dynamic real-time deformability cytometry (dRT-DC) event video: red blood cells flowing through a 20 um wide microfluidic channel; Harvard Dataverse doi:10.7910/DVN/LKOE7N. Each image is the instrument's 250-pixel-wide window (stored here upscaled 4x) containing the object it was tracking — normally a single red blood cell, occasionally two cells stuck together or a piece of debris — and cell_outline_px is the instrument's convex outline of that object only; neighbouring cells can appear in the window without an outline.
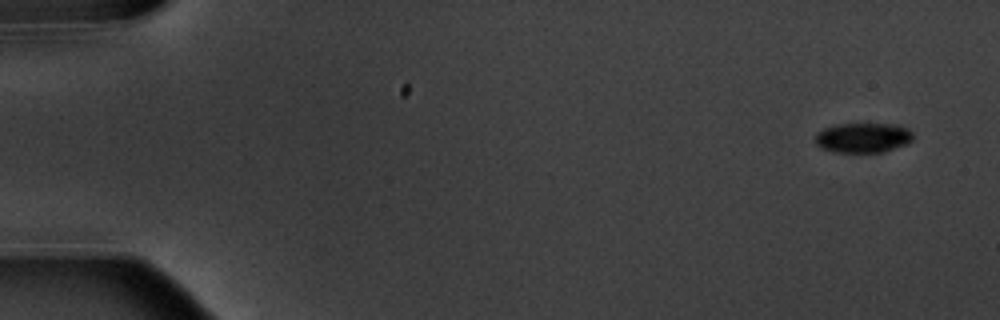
{"species": "common noctule bat (a hibernating species)", "species_latin": "Nyctalus noctula", "temperature_condition": "warm", "stored_images_in_passage": 5, "camera_frame_rate_fps": 3000, "um_per_image_px": 0.085, "animal": {"sex": "male", "body_mass_g": 20.1, "forearm_length_mm": 53.5}, "frame": {"image": 1, "passage_image": 1, "time_ms": 0.0, "image_size_px": [1000, 320], "cell_outline_px": [[912, 140], [904, 144], [884, 152], [836, 152], [820, 148], [816, 144], [816, 132], [832, 124], [900, 124], [908, 128], [912, 132]], "centroid_in_image_um": [73.34, 11.69], "position_along_channel_um": 11.7, "area_um2": 17.11}}
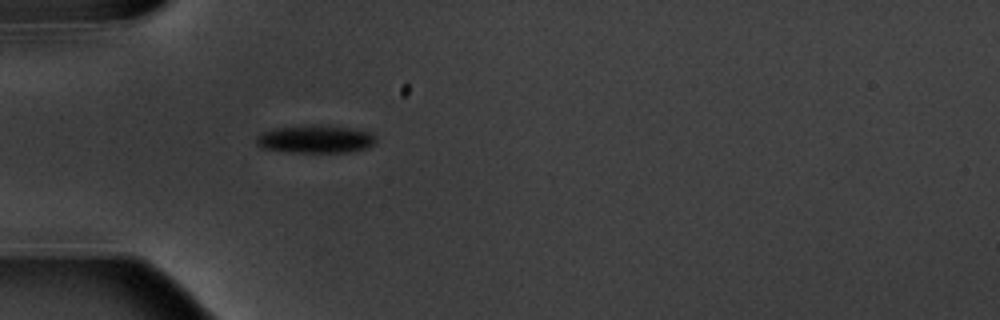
{"frame": {"image": 2, "passage_image": 5, "time_ms": 5.0, "image_size_px": [1000, 320], "cell_outline_px": [[376, 144], [364, 148], [348, 152], [288, 152], [260, 148], [256, 144], [256, 136], [264, 132], [276, 128], [312, 124], [348, 128], [372, 132], [376, 136]], "centroid_in_image_um": [26.81, 11.83], "position_along_channel_um": 58.2, "area_um2": 19.48}}